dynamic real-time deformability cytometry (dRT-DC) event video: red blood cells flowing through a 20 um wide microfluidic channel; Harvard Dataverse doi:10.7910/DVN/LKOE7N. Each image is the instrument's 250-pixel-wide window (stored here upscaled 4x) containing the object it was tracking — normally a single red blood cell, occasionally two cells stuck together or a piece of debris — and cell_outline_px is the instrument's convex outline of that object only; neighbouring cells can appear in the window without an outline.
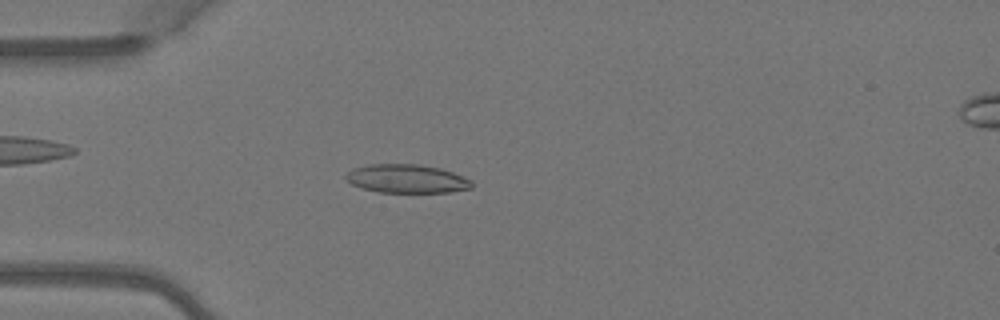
{"species": "Egyptian fruit bat (a non-hibernating species)", "species_latin": "Rousettus aegyptiacus", "temperature_condition": "warm", "stored_images_in_passage": 4, "camera_frame_rate_fps": 3000, "um_per_image_px": 0.085, "animal": {"sex": "female"}, "frame": {"image": 1, "passage_image": 3, "time_ms": 0.667, "image_size_px": [1000, 320], "cell_outline_px": [[472, 188], [448, 192], [376, 192], [360, 188], [352, 184], [344, 176], [352, 168], [368, 164], [416, 164], [440, 168], [452, 172], [472, 180]], "centroid_in_image_um": [34.54, 15.19], "position_along_channel_um": 50.5, "area_um2": 20.98}}